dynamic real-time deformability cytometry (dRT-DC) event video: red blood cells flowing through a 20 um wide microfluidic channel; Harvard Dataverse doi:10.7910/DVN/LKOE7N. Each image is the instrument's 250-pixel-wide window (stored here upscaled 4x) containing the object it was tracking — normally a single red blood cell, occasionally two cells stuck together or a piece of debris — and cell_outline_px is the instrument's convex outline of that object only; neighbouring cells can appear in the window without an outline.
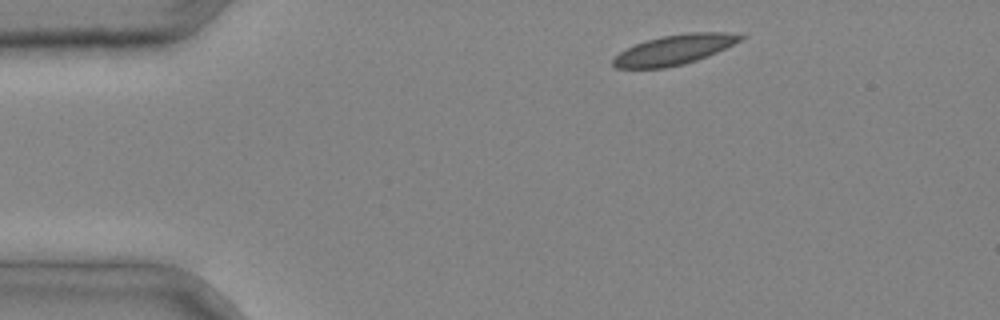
{"species": "common noctule bat (a hibernating species)", "species_latin": "Nyctalus noctula", "temperature_condition": "cold", "stored_images_in_passage": 2, "camera_frame_rate_fps": 3000, "um_per_image_px": 0.085, "animal": {"sex": "male", "body_mass_g": 20.4}, "frame": {"image": 1, "passage_image": 1, "time_ms": 0.0, "image_size_px": [1000, 320], "cell_outline_px": [[744, 36], [740, 40], [716, 52], [696, 60], [684, 64], [664, 68], [616, 68], [612, 64], [612, 60], [620, 52], [644, 40], [660, 36], [688, 32], [724, 32]], "centroid_in_image_um": [57.25, 4.22], "position_along_channel_um": 27.7, "area_um2": 21.85}}